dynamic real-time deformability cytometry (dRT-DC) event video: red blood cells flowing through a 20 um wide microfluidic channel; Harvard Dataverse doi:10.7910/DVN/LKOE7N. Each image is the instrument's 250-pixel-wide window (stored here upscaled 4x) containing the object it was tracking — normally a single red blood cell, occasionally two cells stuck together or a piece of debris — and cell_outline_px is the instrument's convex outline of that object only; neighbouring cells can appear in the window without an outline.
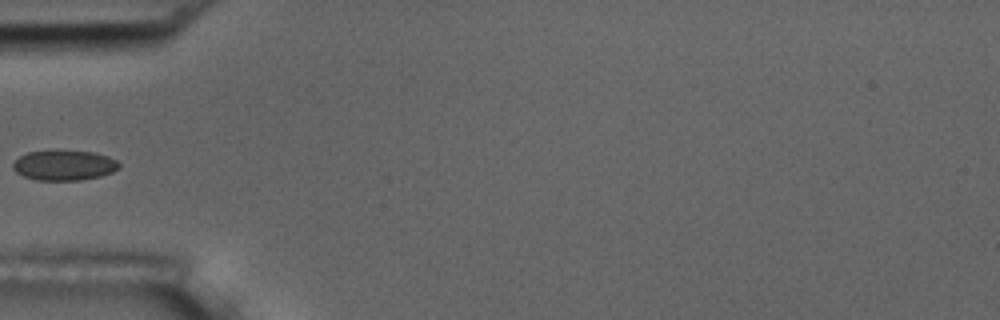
{"species": "common noctule bat (a hibernating species)", "species_latin": "Nyctalus noctula", "temperature_condition": "room temperature", "stored_images_in_passage": 4, "camera_frame_rate_fps": 3000, "um_per_image_px": 0.085, "animal": {"sex": "male", "body_mass_g": 17.5, "forearm_length_mm": 52.3}, "frame": {"image": 1, "passage_image": 4, "time_ms": 4.333, "image_size_px": [1000, 320], "cell_outline_px": [[120, 168], [112, 172], [100, 176], [80, 180], [36, 180], [24, 176], [16, 172], [12, 168], [12, 164], [20, 156], [28, 152], [56, 148], [92, 152], [108, 156], [116, 160], [120, 164]], "centroid_in_image_um": [5.44, 14.01], "position_along_channel_um": 79.6, "area_um2": 19.13}}